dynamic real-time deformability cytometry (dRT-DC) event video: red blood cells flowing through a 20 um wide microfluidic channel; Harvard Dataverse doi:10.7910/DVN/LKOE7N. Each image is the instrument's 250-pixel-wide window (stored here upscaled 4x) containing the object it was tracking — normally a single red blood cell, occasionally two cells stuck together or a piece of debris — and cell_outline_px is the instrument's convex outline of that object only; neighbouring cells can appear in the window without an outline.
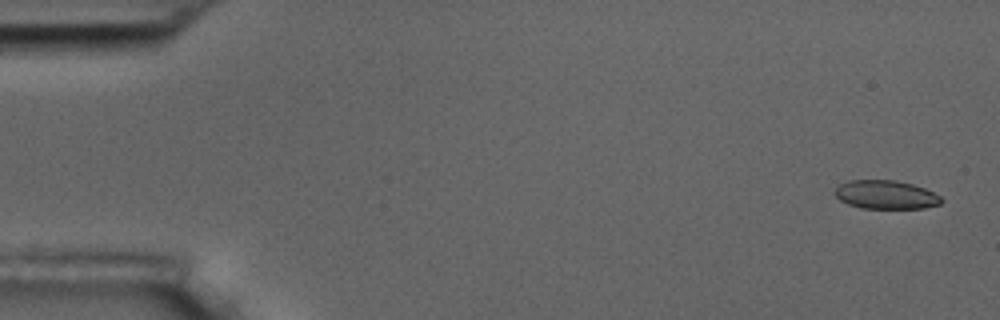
{"species": "common noctule bat (a hibernating species)", "species_latin": "Nyctalus noctula", "temperature_condition": "room temperature", "stored_images_in_passage": 3, "camera_frame_rate_fps": 3000, "um_per_image_px": 0.085, "animal": {"sex": "male", "body_mass_g": 17.5, "forearm_length_mm": 52.3}, "frame": {"image": 1, "passage_image": 1, "time_ms": 0.0, "image_size_px": [1000, 320], "cell_outline_px": [[944, 200], [940, 204], [924, 208], [860, 208], [848, 204], [840, 200], [832, 192], [840, 184], [848, 180], [896, 180], [912, 184], [924, 188], [940, 196]], "centroid_in_image_um": [75.27, 16.55], "position_along_channel_um": 9.7, "area_um2": 17.8}}